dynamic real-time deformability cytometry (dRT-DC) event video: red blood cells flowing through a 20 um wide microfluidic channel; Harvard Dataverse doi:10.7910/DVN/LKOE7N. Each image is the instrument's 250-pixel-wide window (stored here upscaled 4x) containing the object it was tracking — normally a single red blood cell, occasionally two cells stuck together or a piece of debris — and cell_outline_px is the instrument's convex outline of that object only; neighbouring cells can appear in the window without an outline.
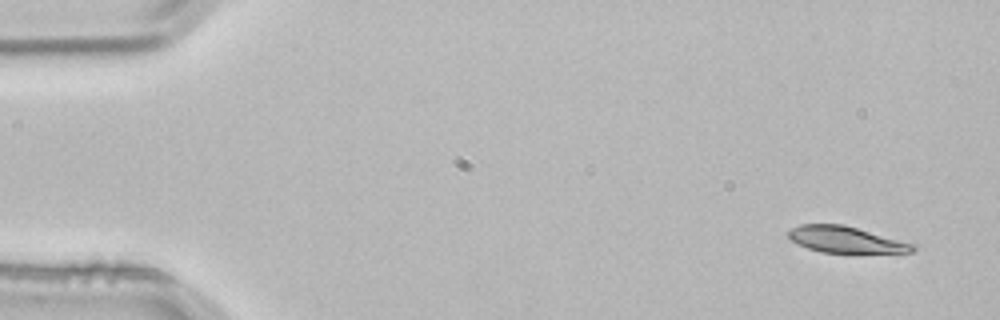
{"species": "common noctule bat (a hibernating species)", "species_latin": "Nyctalus noctula", "temperature_condition": "room temperature", "stored_images_in_passage": 4, "segment_of_instrument_passage": [2, 2], "camera_frame_rate_fps": 3000, "um_per_image_px": 0.085, "animal": {"sex": "male", "body_mass_g": 21.5, "forearm_length_mm": 52.0}, "frame": {"image": 1, "passage_image": 4, "time_ms": 1.0, "image_size_px": [1000, 320], "cell_outline_px": [[916, 248], [912, 252], [820, 252], [808, 248], [792, 240], [788, 236], [788, 232], [792, 228], [800, 224], [844, 224], [916, 244]], "centroid_in_image_um": [71.91, 20.35], "position_along_channel_um": 13.1, "area_um2": 18.84}}